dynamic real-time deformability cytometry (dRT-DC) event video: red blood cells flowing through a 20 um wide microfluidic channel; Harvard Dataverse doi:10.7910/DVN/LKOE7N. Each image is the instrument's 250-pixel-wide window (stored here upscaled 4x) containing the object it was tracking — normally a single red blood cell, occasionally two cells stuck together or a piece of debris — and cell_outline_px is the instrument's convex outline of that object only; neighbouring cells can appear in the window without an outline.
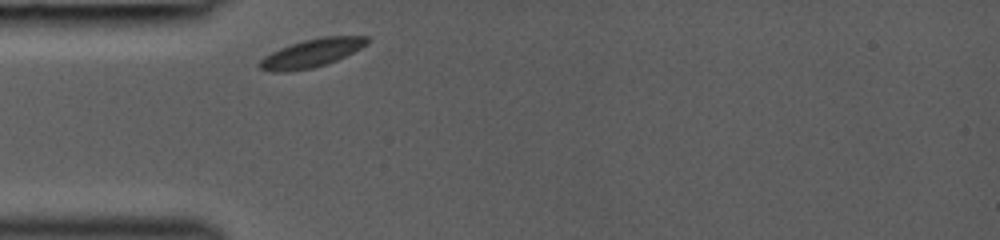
{"species": "common noctule bat (a hibernating species)", "species_latin": "Nyctalus noctula", "temperature_condition": "room temperature", "stored_images_in_passage": 27, "camera_frame_rate_fps": 3000, "um_per_image_px": 0.085, "animal": {"sex": "female", "body_mass_g": 19.0, "forearm_length_mm": 53.3}, "frame": {"image": 1, "passage_image": 1, "time_ms": 0.0, "image_size_px": [1000, 240], "cell_outline_px": [[372, 40], [368, 44], [336, 60], [312, 68], [284, 72], [272, 72], [260, 68], [260, 60], [264, 56], [280, 48], [304, 40], [324, 36], [368, 36]], "centroid_in_image_um": [26.51, 4.5], "position_along_channel_um": 58.5, "area_um2": 17.46}}
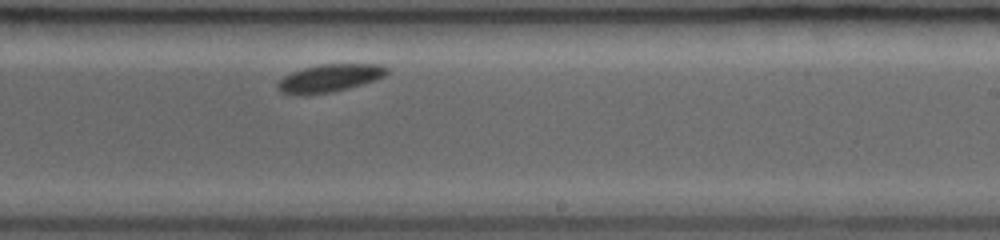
{"frame": {"image": 2, "passage_image": 16, "time_ms": 5.0, "image_size_px": [1000, 240], "cell_outline_px": [[388, 72], [384, 76], [376, 80], [348, 88], [332, 92], [308, 96], [296, 96], [280, 92], [276, 88], [276, 84], [284, 76], [292, 72], [304, 68], [320, 64], [380, 64], [388, 68]], "centroid_in_image_um": [27.97, 6.67], "position_along_channel_um": 261.0, "area_um2": 17.98}}
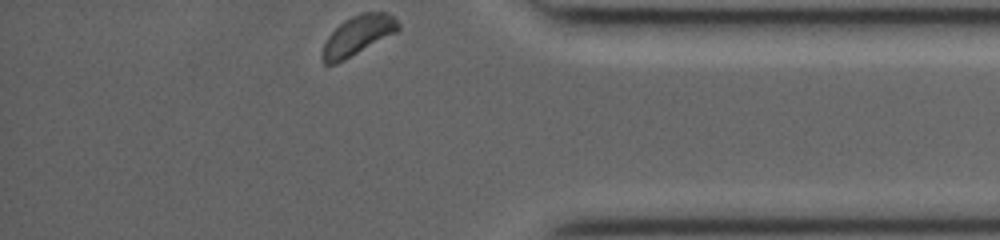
{"frame": {"image": 3, "passage_image": 27, "time_ms": 8.667, "image_size_px": [1000, 240], "cell_outline_px": [[400, 28], [396, 32], [344, 60], [336, 64], [324, 64], [320, 60], [320, 56], [324, 44], [328, 36], [344, 20], [352, 16], [364, 12], [384, 12], [392, 16], [400, 24]], "centroid_in_image_um": [30.38, 3.03], "position_along_channel_um": 404.8, "area_um2": 17.28}}